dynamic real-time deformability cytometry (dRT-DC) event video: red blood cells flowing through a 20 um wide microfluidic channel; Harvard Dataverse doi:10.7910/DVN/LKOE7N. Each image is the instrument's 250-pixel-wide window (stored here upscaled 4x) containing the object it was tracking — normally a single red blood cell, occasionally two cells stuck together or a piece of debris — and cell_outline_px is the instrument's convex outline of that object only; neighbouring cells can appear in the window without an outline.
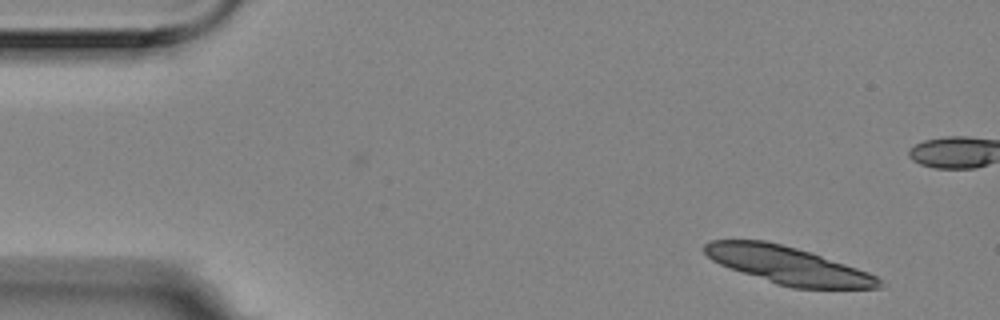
{"species": "Egyptian fruit bat (a non-hibernating species)", "species_latin": "Rousettus aegyptiacus", "temperature_condition": "room temperature", "stored_images_in_passage": 15, "camera_frame_rate_fps": 3000, "um_per_image_px": 0.085, "animal": {"sex": "female"}, "frame": {"image": 1, "passage_image": 3, "time_ms": 0.667, "image_size_px": [1000, 320], "cell_outline_px": [[884, 284], [880, 288], [792, 288], [776, 284], [728, 268], [712, 260], [704, 252], [704, 244], [712, 240], [764, 240], [796, 248], [868, 272], [876, 276]], "centroid_in_image_um": [66.94, 22.56], "position_along_channel_um": 18.1, "area_um2": 37.63}}